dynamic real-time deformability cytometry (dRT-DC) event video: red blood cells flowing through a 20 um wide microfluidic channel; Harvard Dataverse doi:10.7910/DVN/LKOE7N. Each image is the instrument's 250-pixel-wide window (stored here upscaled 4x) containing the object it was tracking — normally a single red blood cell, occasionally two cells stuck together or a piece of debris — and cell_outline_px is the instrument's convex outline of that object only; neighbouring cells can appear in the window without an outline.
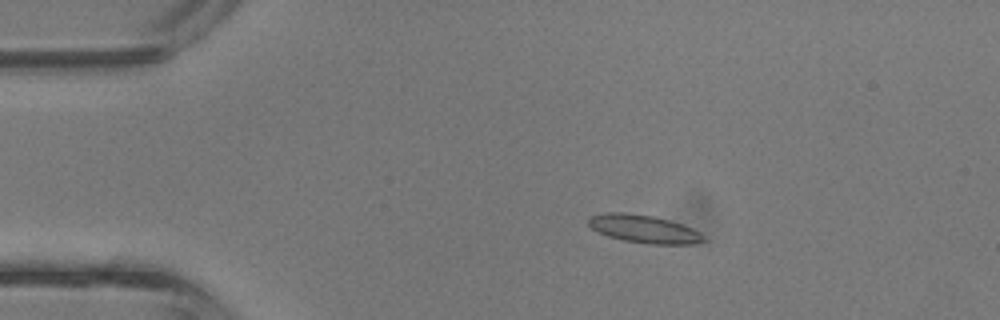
{"species": "common noctule bat (a hibernating species)", "species_latin": "Nyctalus noctula", "temperature_condition": "room temperature", "stored_images_in_passage": 4, "camera_frame_rate_fps": 3000, "um_per_image_px": 0.085, "animal": {"sex": "male", "body_mass_g": 13.3}, "frame": {"image": 1, "passage_image": 3, "time_ms": 0.667, "image_size_px": [1000, 320], "cell_outline_px": [[708, 240], [692, 244], [648, 244], [624, 240], [608, 236], [592, 228], [588, 224], [588, 220], [592, 216], [604, 212], [624, 212], [652, 216], [668, 220], [692, 228], [700, 232]], "centroid_in_image_um": [54.75, 19.46], "position_along_channel_um": 30.2, "area_um2": 18.61}}